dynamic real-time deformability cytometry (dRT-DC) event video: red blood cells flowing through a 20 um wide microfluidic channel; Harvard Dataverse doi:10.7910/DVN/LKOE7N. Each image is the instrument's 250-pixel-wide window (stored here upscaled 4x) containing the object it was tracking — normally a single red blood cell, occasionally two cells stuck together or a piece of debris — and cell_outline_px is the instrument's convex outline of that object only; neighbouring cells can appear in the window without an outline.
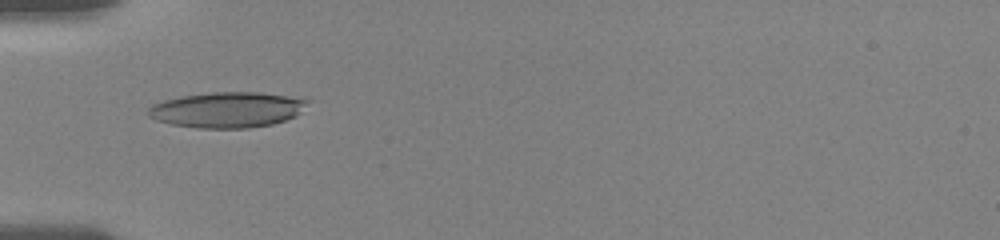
{"species": "human", "species_latin": "Homo sapiens", "temperature_condition": "room temperature", "stored_images_in_passage": 17, "camera_frame_rate_fps": 3000, "um_per_image_px": 0.085, "donor": {"sex": "female"}, "frame": {"image": 1, "passage_image": 15, "time_ms": 5.667, "image_size_px": [1000, 240], "cell_outline_px": [[312, 100], [296, 116], [272, 124], [248, 128], [196, 128], [172, 124], [156, 120], [148, 116], [148, 108], [152, 104], [164, 100], [180, 96], [212, 92], [260, 92], [288, 96]], "centroid_in_image_um": [19.31, 9.33], "position_along_channel_um": 65.7, "area_um2": 33.12}}